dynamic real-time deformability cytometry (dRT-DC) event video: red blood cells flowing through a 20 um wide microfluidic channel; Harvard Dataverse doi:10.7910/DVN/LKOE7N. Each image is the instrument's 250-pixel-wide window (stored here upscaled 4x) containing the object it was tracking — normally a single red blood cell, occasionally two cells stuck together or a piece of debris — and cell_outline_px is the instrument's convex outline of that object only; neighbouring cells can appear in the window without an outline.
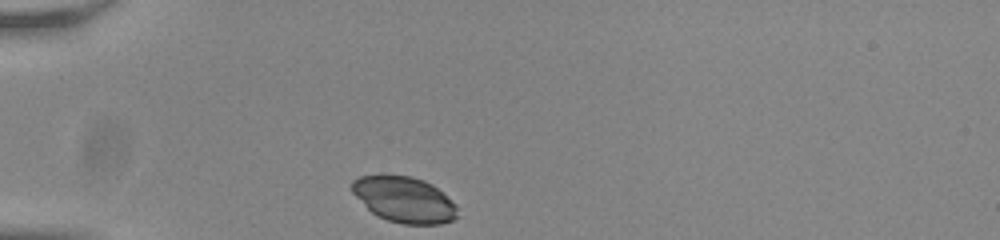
{"species": "common noctule bat (a hibernating species)", "species_latin": "Nyctalus noctula", "temperature_condition": "room temperature", "stored_images_in_passage": 32, "camera_frame_rate_fps": 3000, "um_per_image_px": 0.085, "animal": {"sex": "male", "body_mass_g": 20.0, "forearm_length_mm": 53.3}, "frame": {"image": 1, "passage_image": 1, "time_ms": 0.0, "image_size_px": [1000, 240], "cell_outline_px": [[456, 216], [452, 220], [440, 224], [404, 224], [388, 220], [376, 216], [352, 192], [352, 180], [360, 176], [380, 172], [412, 176], [424, 180], [432, 184], [456, 204]], "centroid_in_image_um": [34.32, 16.91], "position_along_channel_um": 50.7, "area_um2": 28.5}}
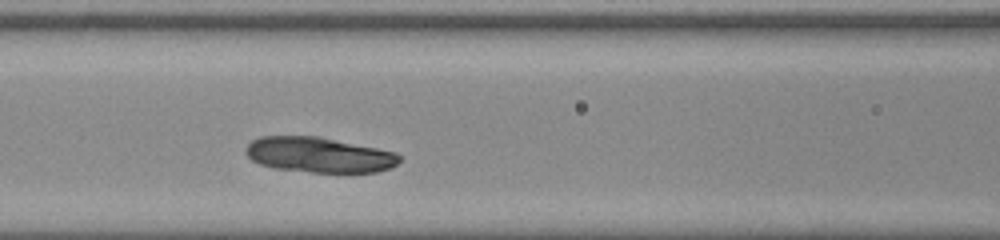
{"frame": {"image": 2, "passage_image": 10, "time_ms": 3.0, "image_size_px": [1000, 240], "cell_outline_px": [[404, 156], [392, 168], [376, 172], [312, 172], [276, 168], [260, 164], [252, 160], [244, 152], [248, 144], [252, 140], [260, 136], [316, 136], [396, 152]], "centroid_in_image_um": [27.13, 13.16], "position_along_channel_um": 139.5, "area_um2": 31.5}}